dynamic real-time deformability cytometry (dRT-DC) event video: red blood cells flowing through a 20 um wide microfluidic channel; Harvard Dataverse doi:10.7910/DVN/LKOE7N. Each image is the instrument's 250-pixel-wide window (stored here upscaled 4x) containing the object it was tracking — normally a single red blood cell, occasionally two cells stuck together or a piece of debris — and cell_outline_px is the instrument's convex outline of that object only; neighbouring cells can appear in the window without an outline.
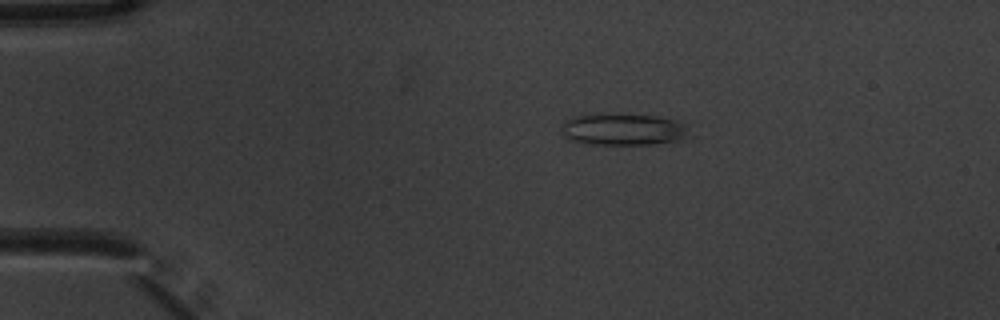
{"species": "common noctule bat (a hibernating species)", "species_latin": "Nyctalus noctula", "temperature_condition": "warm", "stored_images_in_passage": 5, "camera_frame_rate_fps": 3000, "um_per_image_px": 0.085, "animal": {"sex": "male", "body_mass_g": 20.1, "forearm_length_mm": 53.5}, "frame": {"image": 1, "passage_image": 3, "time_ms": 0.667, "image_size_px": [1000, 320], "cell_outline_px": [[692, 136], [676, 140], [656, 144], [584, 144], [572, 140], [564, 136], [560, 128], [564, 120], [572, 116], [604, 112], [656, 116], [676, 120], [692, 124]], "centroid_in_image_um": [53.03, 10.97], "position_along_channel_um": 32.0, "area_um2": 24.74}}